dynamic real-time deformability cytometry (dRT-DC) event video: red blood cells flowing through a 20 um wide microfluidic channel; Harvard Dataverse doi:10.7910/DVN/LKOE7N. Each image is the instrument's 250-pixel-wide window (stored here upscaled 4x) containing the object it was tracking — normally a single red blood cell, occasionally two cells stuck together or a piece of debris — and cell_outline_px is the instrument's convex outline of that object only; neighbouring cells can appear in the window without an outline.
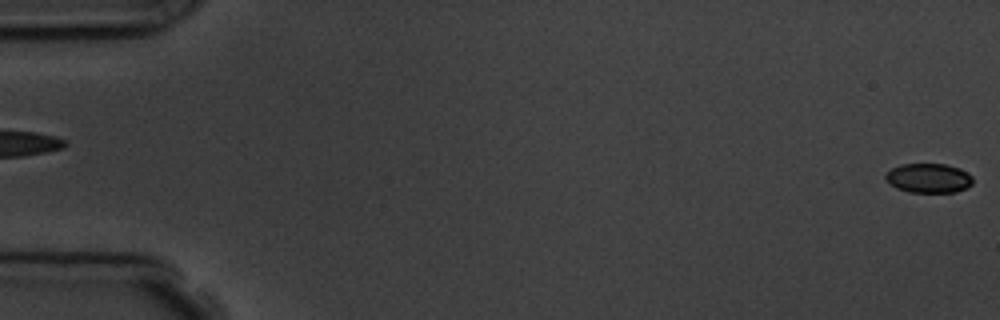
{"species": "common noctule bat (a hibernating species)", "species_latin": "Nyctalus noctula", "temperature_condition": "room temperature", "stored_images_in_passage": 5, "segment_of_instrument_passage": [2, 2], "camera_frame_rate_fps": 3000, "um_per_image_px": 0.085, "animal": {"sex": "male", "body_mass_g": 19.5, "forearm_length_mm": 54.6}, "frame": {"image": 1, "passage_image": 5, "time_ms": 5.667, "image_size_px": [1000, 320], "cell_outline_px": [[972, 184], [968, 188], [956, 192], [908, 192], [896, 188], [884, 176], [892, 168], [900, 164], [944, 164], [960, 168], [972, 176]], "centroid_in_image_um": [78.96, 15.14], "position_along_channel_um": 6.0, "area_um2": 14.91}}